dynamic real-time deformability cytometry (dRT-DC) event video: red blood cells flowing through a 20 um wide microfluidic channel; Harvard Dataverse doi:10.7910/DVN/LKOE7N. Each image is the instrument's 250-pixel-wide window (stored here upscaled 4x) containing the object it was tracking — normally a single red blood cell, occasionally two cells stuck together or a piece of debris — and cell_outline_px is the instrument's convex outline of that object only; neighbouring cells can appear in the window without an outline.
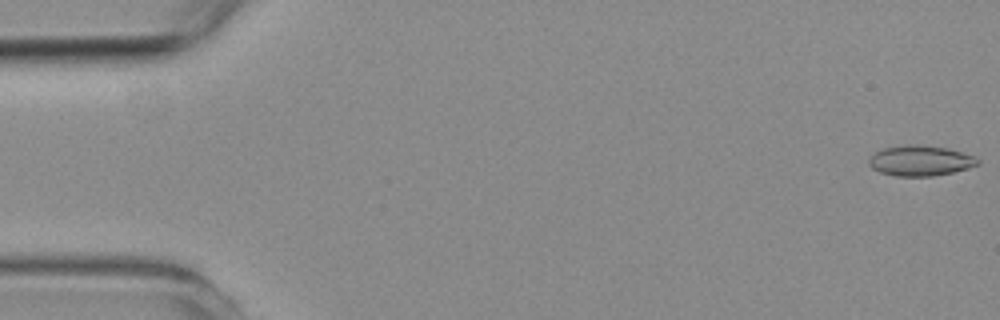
{"species": "common noctule bat (a hibernating species)", "species_latin": "Nyctalus noctula", "temperature_condition": "room temperature", "stored_images_in_passage": 58, "camera_frame_rate_fps": 3000, "um_per_image_px": 0.085, "animal": {"sex": "female", "body_mass_g": 19.3, "forearm_length_mm": 54.1}, "frame": {"image": 1, "passage_image": 1, "time_ms": 0.0, "image_size_px": [1000, 320], "cell_outline_px": [[980, 164], [968, 168], [952, 172], [932, 176], [896, 176], [880, 172], [872, 168], [868, 164], [868, 160], [876, 152], [884, 148], [908, 144], [920, 144], [948, 148], [976, 156], [980, 160]], "centroid_in_image_um": [78.26, 13.65], "position_along_channel_um": 6.7, "area_um2": 19.36}}
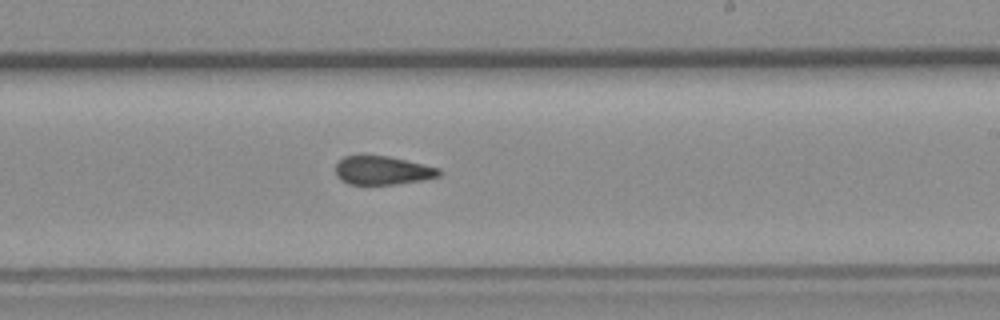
{"frame": {"image": 2, "passage_image": 34, "time_ms": 11.0, "image_size_px": [1000, 320], "cell_outline_px": [[440, 176], [424, 180], [396, 184], [348, 184], [340, 180], [336, 176], [336, 164], [344, 156], [360, 152], [388, 156], [440, 168]], "centroid_in_image_um": [32.45, 14.45], "position_along_channel_um": 256.5, "area_um2": 17.8}}
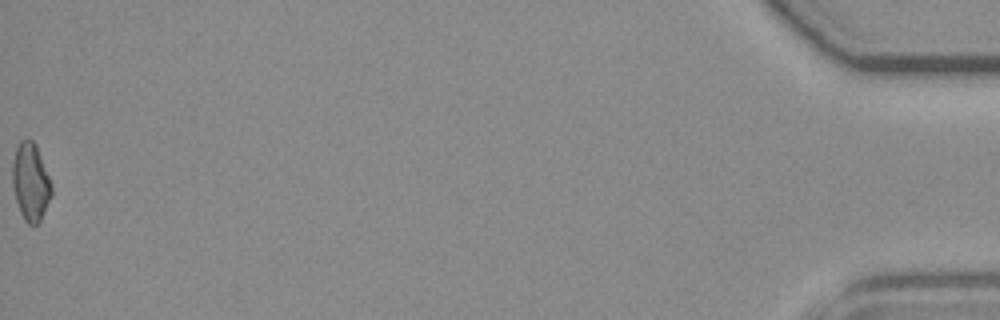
{"frame": {"image": 3, "passage_image": 58, "time_ms": 19.0, "image_size_px": [1000, 320], "cell_outline_px": [[52, 196], [40, 220], [36, 224], [28, 224], [24, 220], [20, 212], [16, 200], [12, 184], [12, 164], [16, 148], [20, 140], [32, 140], [36, 144], [52, 184]], "centroid_in_image_um": [2.6, 15.46], "position_along_channel_um": 432.6, "area_um2": 17.69}, "authors_computed_cell_mechanics": {"area_um2": 18.3226, "velocity_mm_per_s": 3.5815, "shape_relaxation_time_tau1_ms": null, "shape_relaxation_time_tau2_ms": 3.1715, "deformation_change_tau1": null, "deformation_change_tau2": 0.1091}}